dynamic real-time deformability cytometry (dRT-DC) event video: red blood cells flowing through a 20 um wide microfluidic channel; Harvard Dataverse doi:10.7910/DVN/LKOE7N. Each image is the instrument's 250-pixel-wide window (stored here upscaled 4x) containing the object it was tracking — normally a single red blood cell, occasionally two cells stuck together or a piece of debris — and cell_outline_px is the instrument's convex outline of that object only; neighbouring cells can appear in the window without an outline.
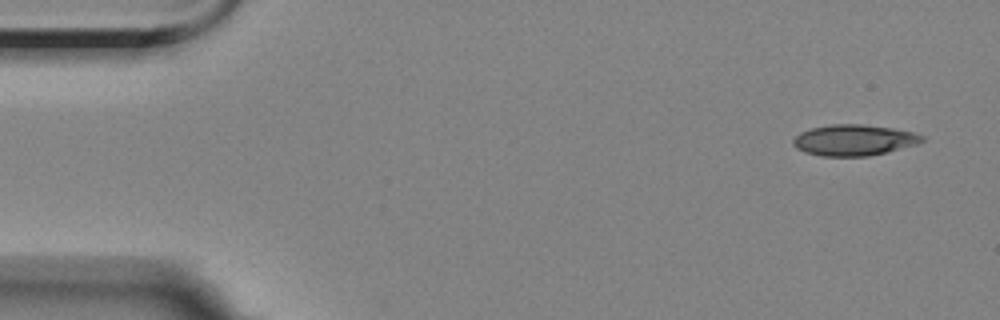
{"species": "Egyptian fruit bat (a non-hibernating species)", "species_latin": "Rousettus aegyptiacus", "temperature_condition": "room temperature", "stored_images_in_passage": 9, "camera_frame_rate_fps": 3000, "um_per_image_px": 0.085, "animal": {"sex": "female"}, "frame": {"image": 1, "passage_image": 1, "time_ms": 0.0, "image_size_px": [1000, 320], "cell_outline_px": [[924, 140], [916, 144], [888, 152], [868, 156], [820, 156], [804, 152], [796, 148], [792, 144], [792, 140], [800, 132], [812, 128], [832, 124], [860, 124], [892, 128], [912, 132], [924, 136]], "centroid_in_image_um": [72.56, 11.91], "position_along_channel_um": 12.4, "area_um2": 23.24}}
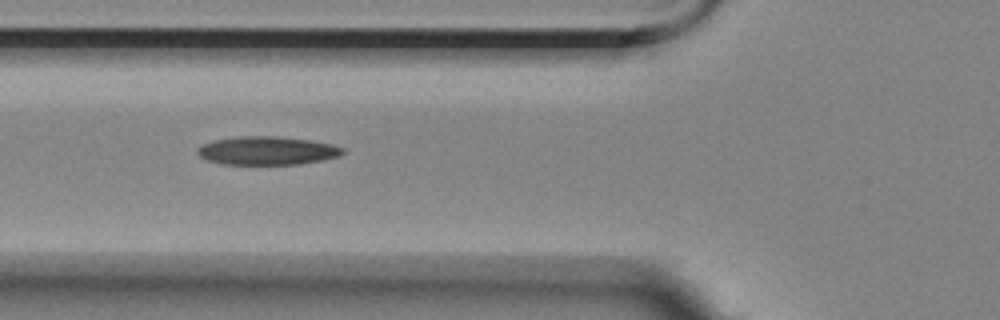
{"frame": {"image": 2, "passage_image": 6, "time_ms": 5.667, "image_size_px": [1000, 320], "cell_outline_px": [[344, 152], [340, 156], [324, 160], [300, 164], [220, 164], [208, 160], [200, 156], [196, 152], [196, 148], [204, 144], [216, 140], [236, 136], [276, 136], [312, 140], [332, 144], [344, 148]], "centroid_in_image_um": [22.73, 12.8], "position_along_channel_um": 103.1, "area_um2": 24.16}}
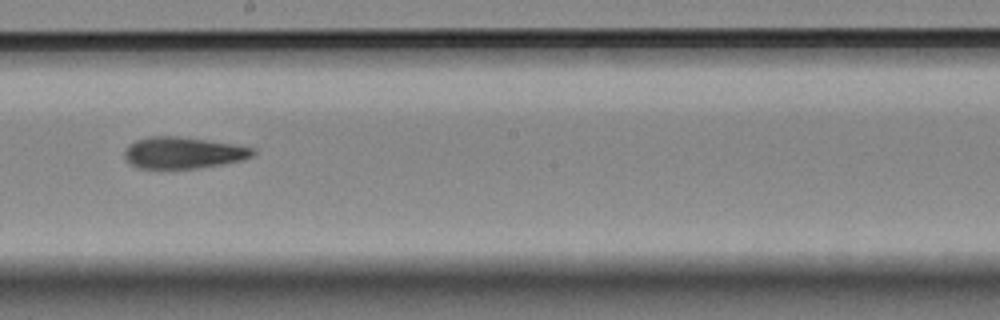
{"frame": {"image": 3, "passage_image": 9, "time_ms": 9.333, "image_size_px": [1000, 320], "cell_outline_px": [[256, 152], [252, 156], [244, 160], [196, 168], [140, 168], [132, 164], [124, 156], [124, 148], [128, 144], [136, 140], [148, 136], [176, 136], [232, 144], [256, 148]], "centroid_in_image_um": [15.56, 12.98], "position_along_channel_um": 232.6, "area_um2": 23.41}}